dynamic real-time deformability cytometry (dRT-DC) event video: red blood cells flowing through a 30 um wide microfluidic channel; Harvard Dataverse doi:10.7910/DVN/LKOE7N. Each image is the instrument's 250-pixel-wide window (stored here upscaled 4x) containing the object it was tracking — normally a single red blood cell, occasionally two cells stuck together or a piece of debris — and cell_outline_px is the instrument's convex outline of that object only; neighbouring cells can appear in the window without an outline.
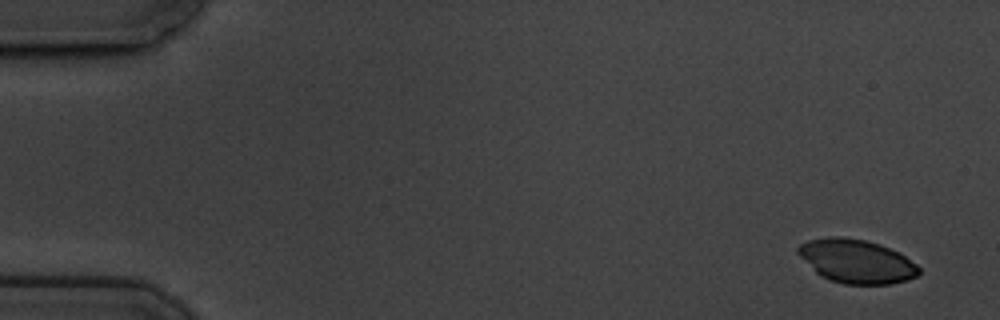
{"species": "common noctule bat (a hibernating species)", "species_latin": "Nyctalus noctula", "temperature_condition": "cold", "stored_images_in_passage": 9, "camera_frame_rate_fps": 3000, "um_per_image_px": 0.085, "animal": {"sex": "male", "body_mass_g": 19.5, "forearm_length_mm": 54.6}, "frame": {"image": 1, "passage_image": 1, "time_ms": 0.0, "image_size_px": [1000, 320], "cell_outline_px": [[920, 272], [916, 276], [908, 280], [892, 284], [844, 284], [820, 276], [796, 252], [796, 248], [800, 244], [808, 240], [828, 236], [840, 236], [864, 240], [880, 244], [900, 252], [916, 264], [920, 268]], "centroid_in_image_um": [72.81, 22.2], "position_along_channel_um": 12.2, "area_um2": 30.87}}